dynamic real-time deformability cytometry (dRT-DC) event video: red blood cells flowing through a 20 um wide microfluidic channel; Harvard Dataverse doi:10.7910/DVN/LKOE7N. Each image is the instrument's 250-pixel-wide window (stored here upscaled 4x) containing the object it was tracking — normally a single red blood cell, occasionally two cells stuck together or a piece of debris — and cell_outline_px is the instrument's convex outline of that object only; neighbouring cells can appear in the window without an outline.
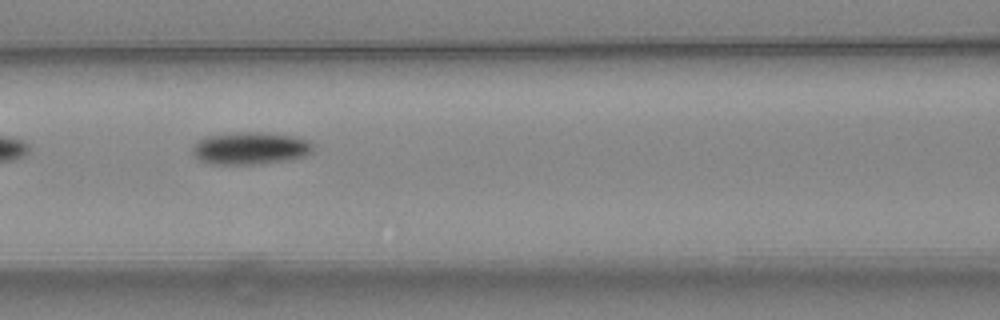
{"species": "common noctule bat (a hibernating species)", "species_latin": "Nyctalus noctula", "temperature_condition": "warm", "stored_images_in_passage": 6, "camera_frame_rate_fps": 3000, "um_per_image_px": 0.085, "animal": {"sex": "female", "body_mass_g": 24.6, "forearm_length_mm": 56.2}, "frame": {"image": 1, "passage_image": 3, "time_ms": 0.667, "image_size_px": [1000, 320], "cell_outline_px": [[312, 152], [308, 156], [292, 160], [260, 164], [208, 164], [196, 160], [192, 152], [192, 148], [200, 140], [208, 136], [248, 132], [256, 132], [288, 136], [308, 140], [312, 144]], "centroid_in_image_um": [21.28, 12.64], "position_along_channel_um": 145.3, "area_um2": 22.66}}
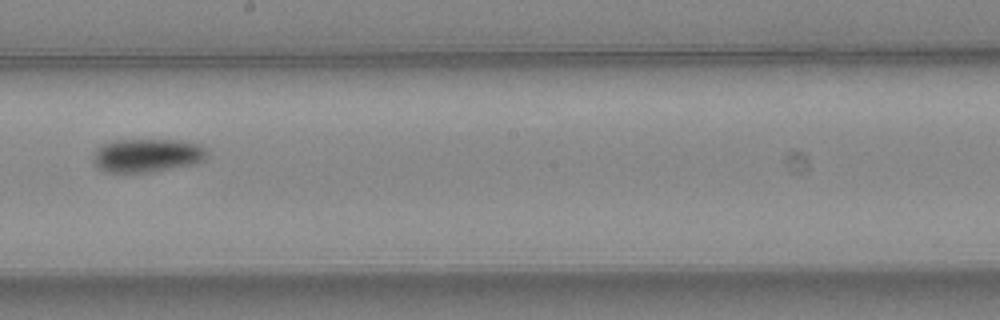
{"frame": {"image": 2, "passage_image": 5, "time_ms": 1.333, "image_size_px": [1000, 320], "cell_outline_px": [[208, 156], [204, 160], [196, 164], [152, 172], [108, 172], [100, 168], [92, 160], [92, 156], [96, 148], [100, 144], [116, 140], [180, 140], [200, 144], [208, 152]], "centroid_in_image_um": [12.52, 13.2], "position_along_channel_um": 235.7, "area_um2": 22.48}}
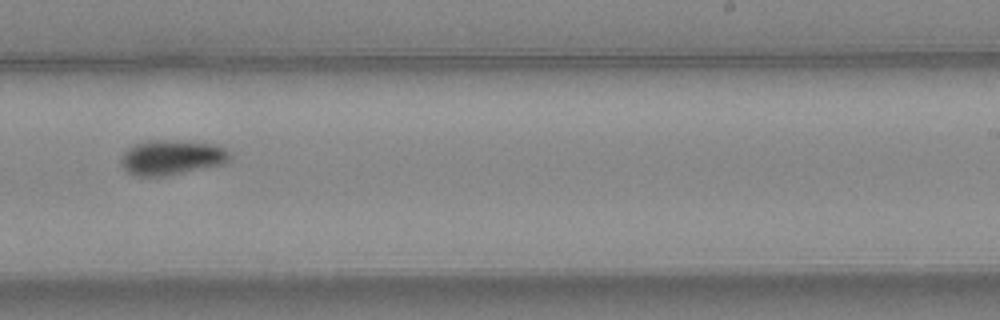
{"frame": {"image": 3, "passage_image": 6, "time_ms": 1.667, "image_size_px": [1000, 320], "cell_outline_px": [[232, 156], [224, 164], [164, 176], [136, 176], [128, 172], [120, 164], [120, 156], [128, 148], [136, 144], [148, 140], [168, 140], [216, 144], [232, 152]], "centroid_in_image_um": [14.59, 13.38], "position_along_channel_um": 274.4, "area_um2": 22.2}}